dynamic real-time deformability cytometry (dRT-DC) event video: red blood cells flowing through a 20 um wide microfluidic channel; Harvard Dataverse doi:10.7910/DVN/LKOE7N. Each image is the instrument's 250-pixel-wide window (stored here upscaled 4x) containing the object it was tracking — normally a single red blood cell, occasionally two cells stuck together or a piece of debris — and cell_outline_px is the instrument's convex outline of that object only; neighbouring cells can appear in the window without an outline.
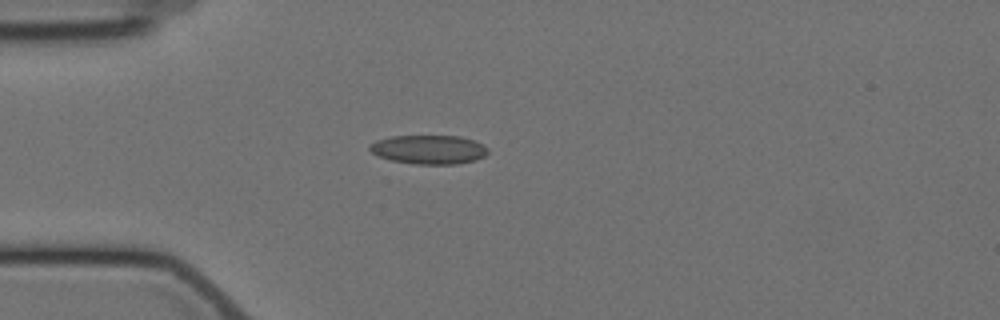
{"species": "Egyptian fruit bat (a non-hibernating species)", "species_latin": "Rousettus aegyptiacus", "temperature_condition": "cold", "stored_images_in_passage": 4, "camera_frame_rate_fps": 3000, "um_per_image_px": 0.085, "animal": {"sex": "female"}, "frame": {"image": 1, "passage_image": 4, "time_ms": 3.667, "image_size_px": [1000, 320], "cell_outline_px": [[488, 152], [484, 156], [476, 160], [456, 164], [416, 164], [392, 160], [380, 156], [372, 152], [368, 148], [368, 144], [376, 140], [392, 136], [460, 136], [484, 144], [488, 148]], "centroid_in_image_um": [36.46, 12.7], "position_along_channel_um": 48.5, "area_um2": 19.94}}